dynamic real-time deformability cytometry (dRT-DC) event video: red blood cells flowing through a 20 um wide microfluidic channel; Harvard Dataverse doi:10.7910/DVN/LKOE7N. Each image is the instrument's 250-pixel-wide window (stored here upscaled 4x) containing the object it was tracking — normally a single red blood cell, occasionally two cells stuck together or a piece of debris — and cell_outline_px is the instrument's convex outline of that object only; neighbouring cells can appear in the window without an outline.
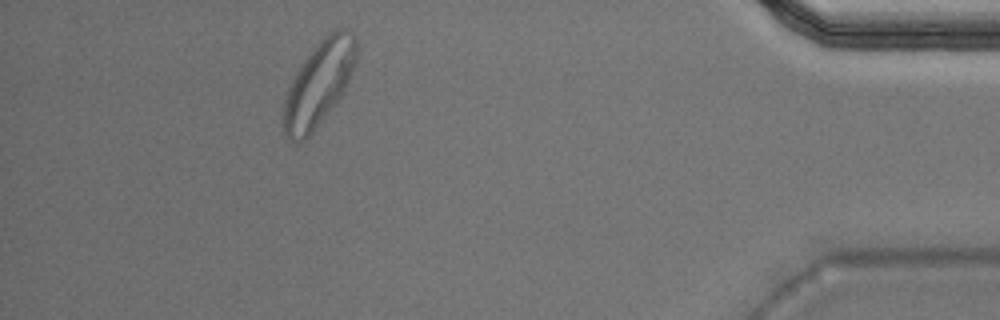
{"species": "Egyptian fruit bat (a non-hibernating species)", "species_latin": "Rousettus aegyptiacus", "temperature_condition": "warm", "stored_images_in_passage": 36, "camera_frame_rate_fps": 3000, "um_per_image_px": 0.085, "animal": {"sex": "male"}, "frame": {"image": 1, "passage_image": 31, "time_ms": 10.0, "image_size_px": [1000, 320], "cell_outline_px": [[356, 60], [348, 80], [340, 96], [312, 132], [304, 140], [296, 144], [288, 140], [284, 132], [284, 100], [288, 88], [296, 72], [312, 48], [328, 32], [336, 28], [348, 28], [356, 36]], "centroid_in_image_um": [27.09, 7.07], "position_along_channel_um": 408.1, "area_um2": 35.49}, "authors_computed_cell_mechanics": {"area_um2": 23.9292, "velocity_mm_per_s": 3.9498, "shape_relaxation_time_tau1_ms": 3.4693, "shape_relaxation_time_tau2_ms": null, "deformation_change_tau1": 0.1917, "deformation_change_tau2": null}}